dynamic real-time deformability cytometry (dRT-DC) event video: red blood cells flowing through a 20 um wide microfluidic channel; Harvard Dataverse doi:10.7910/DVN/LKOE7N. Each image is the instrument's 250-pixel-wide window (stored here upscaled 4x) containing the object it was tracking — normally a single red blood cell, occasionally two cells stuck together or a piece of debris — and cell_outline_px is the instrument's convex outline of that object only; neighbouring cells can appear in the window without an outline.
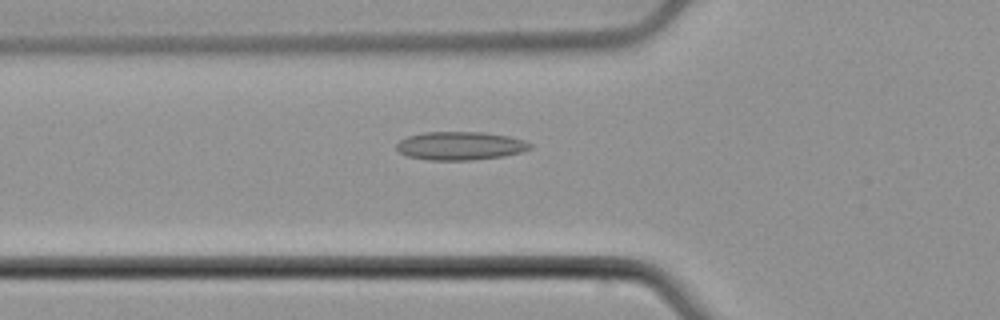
{"species": "common noctule bat (a hibernating species)", "species_latin": "Nyctalus noctula", "temperature_condition": "cold", "stored_images_in_passage": 54, "camera_frame_rate_fps": 3000, "um_per_image_px": 0.085, "animal": {"sex": "male", "body_mass_g": 21.5, "forearm_length_mm": 52.0}, "frame": {"image": 1, "passage_image": 19, "time_ms": 6.0, "image_size_px": [1000, 320], "cell_outline_px": [[532, 148], [520, 152], [504, 156], [472, 160], [428, 160], [408, 156], [400, 152], [396, 148], [396, 144], [400, 140], [408, 136], [424, 132], [484, 132], [508, 136], [524, 140], [532, 144]], "centroid_in_image_um": [39.13, 12.39], "position_along_channel_um": 86.7, "area_um2": 22.08}}
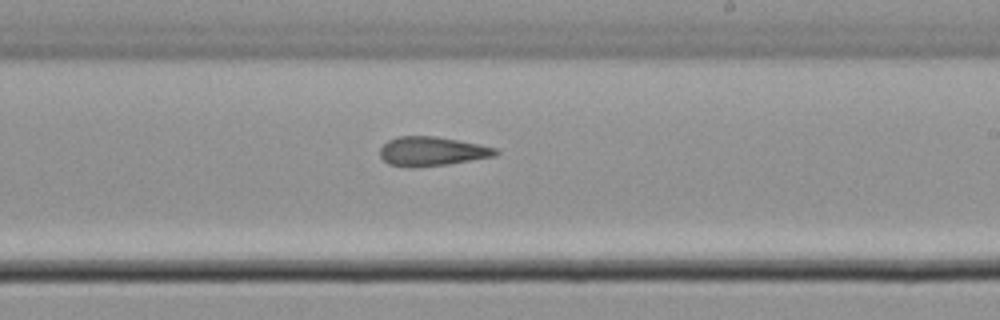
{"frame": {"image": 2, "passage_image": 32, "time_ms": 10.333, "image_size_px": [1000, 320], "cell_outline_px": [[500, 152], [496, 156], [448, 164], [416, 168], [408, 168], [388, 164], [380, 156], [380, 148], [388, 140], [396, 136], [436, 136], [496, 148]], "centroid_in_image_um": [36.68, 12.87], "position_along_channel_um": 252.3, "area_um2": 19.77}}
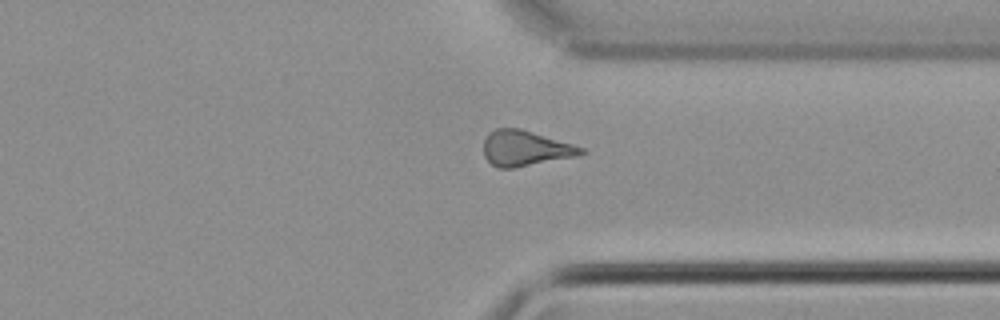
{"frame": {"image": 3, "passage_image": 41, "time_ms": 13.333, "image_size_px": [1000, 320], "cell_outline_px": [[588, 152], [576, 156], [512, 168], [496, 168], [484, 156], [484, 140], [488, 132], [496, 128], [520, 128], [572, 144], [584, 148]], "centroid_in_image_um": [44.63, 12.6], "position_along_channel_um": 366.8, "area_um2": 20.0}, "authors_computed_cell_mechanics": {"area_um2": 20.2589, "velocity_mm_per_s": 3.8206, "shape_relaxation_time_tau1_ms": null, "shape_relaxation_time_tau2_ms": 5.9888, "deformation_change_tau1": null, "deformation_change_tau2": 0.1836}}